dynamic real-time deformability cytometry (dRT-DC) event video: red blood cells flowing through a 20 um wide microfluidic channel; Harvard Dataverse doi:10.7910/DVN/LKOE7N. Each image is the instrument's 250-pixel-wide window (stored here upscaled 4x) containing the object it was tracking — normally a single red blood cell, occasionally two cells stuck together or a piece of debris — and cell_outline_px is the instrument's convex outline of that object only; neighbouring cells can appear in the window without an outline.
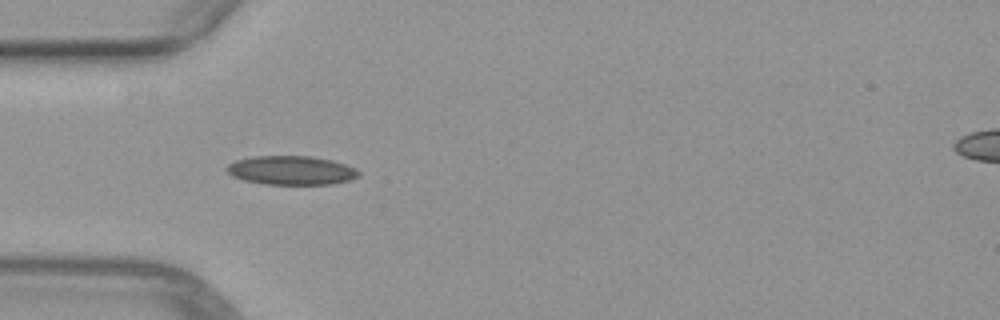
{"species": "common noctule bat (a hibernating species)", "species_latin": "Nyctalus noctula", "temperature_condition": "warm", "stored_images_in_passage": 4, "camera_frame_rate_fps": 3000, "um_per_image_px": 0.085, "animal": {"sex": "female", "body_mass_g": 29.2, "forearm_length_mm": 56.3}, "frame": {"image": 1, "passage_image": 4, "time_ms": 3.667, "image_size_px": [1000, 320], "cell_outline_px": [[360, 176], [348, 180], [332, 184], [264, 184], [244, 180], [232, 176], [224, 168], [228, 164], [236, 160], [252, 156], [312, 156], [332, 160], [356, 168], [360, 172]], "centroid_in_image_um": [24.75, 14.47], "position_along_channel_um": 60.3, "area_um2": 22.31}}